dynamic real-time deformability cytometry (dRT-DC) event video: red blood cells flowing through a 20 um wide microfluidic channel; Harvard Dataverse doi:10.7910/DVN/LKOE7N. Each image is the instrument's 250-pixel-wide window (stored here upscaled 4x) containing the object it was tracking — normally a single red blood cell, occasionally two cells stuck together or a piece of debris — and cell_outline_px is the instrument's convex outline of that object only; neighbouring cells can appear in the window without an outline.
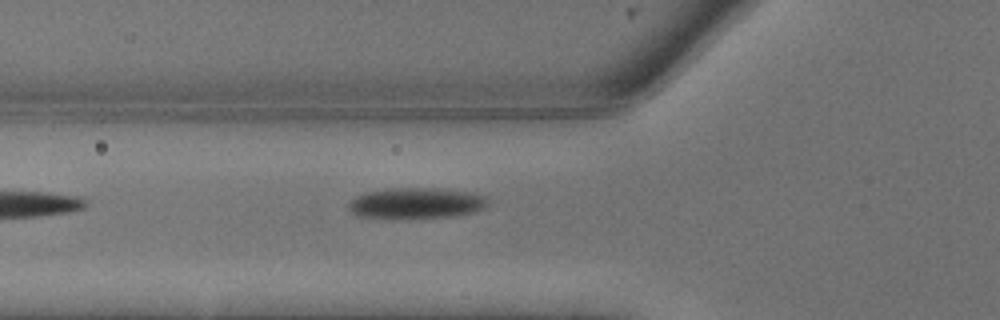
{"species": "common noctule bat (a hibernating species)", "species_latin": "Nyctalus noctula", "temperature_condition": "warm", "stored_images_in_passage": 4, "camera_frame_rate_fps": 3000, "um_per_image_px": 0.085, "animal": {"sex": "male", "body_mass_g": 13.3}, "frame": {"image": 1, "passage_image": 4, "time_ms": 1.0, "image_size_px": [1000, 320], "cell_outline_px": [[488, 204], [484, 208], [476, 212], [456, 216], [356, 216], [348, 208], [348, 200], [364, 192], [384, 188], [448, 188], [472, 192], [488, 196]], "centroid_in_image_um": [35.43, 17.21], "position_along_channel_um": 90.4, "area_um2": 24.91}}